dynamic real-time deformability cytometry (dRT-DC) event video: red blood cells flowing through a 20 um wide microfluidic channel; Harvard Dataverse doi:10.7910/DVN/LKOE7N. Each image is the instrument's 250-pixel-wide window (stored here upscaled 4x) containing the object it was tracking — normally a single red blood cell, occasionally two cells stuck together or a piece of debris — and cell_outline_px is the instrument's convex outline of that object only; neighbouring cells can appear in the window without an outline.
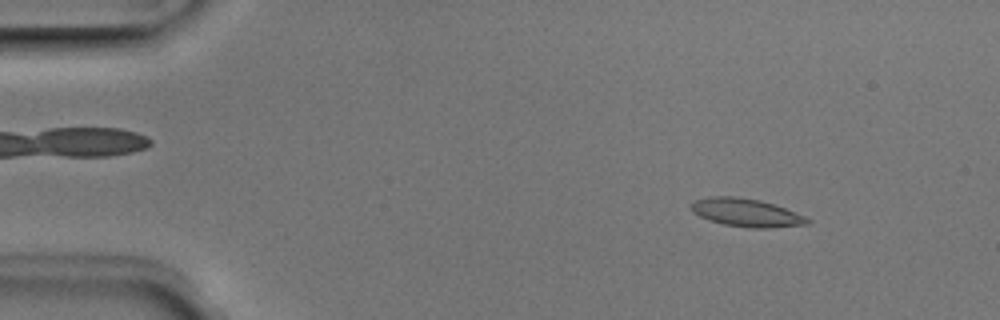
{"species": "Egyptian fruit bat (a non-hibernating species)", "species_latin": "Rousettus aegyptiacus", "temperature_condition": "room temperature", "stored_images_in_passage": 3, "camera_frame_rate_fps": 3000, "um_per_image_px": 0.085, "animal": {"sex": "male"}, "frame": {"image": 1, "passage_image": 1, "time_ms": 0.0, "image_size_px": [1000, 320], "cell_outline_px": [[812, 220], [808, 224], [768, 228], [748, 228], [724, 224], [708, 220], [692, 212], [692, 200], [708, 196], [736, 196], [760, 200], [784, 208], [804, 216]], "centroid_in_image_um": [63.4, 18.07], "position_along_channel_um": 21.6, "area_um2": 19.02}}